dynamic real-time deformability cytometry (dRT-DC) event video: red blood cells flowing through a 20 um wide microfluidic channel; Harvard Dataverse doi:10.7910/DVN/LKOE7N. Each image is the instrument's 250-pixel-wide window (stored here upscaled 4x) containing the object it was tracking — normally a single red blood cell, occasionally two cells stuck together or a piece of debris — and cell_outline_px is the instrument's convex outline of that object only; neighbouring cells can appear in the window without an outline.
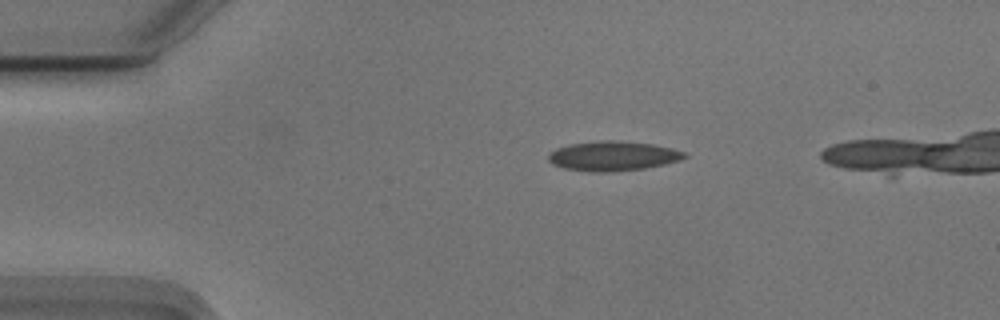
{"species": "Egyptian fruit bat (a non-hibernating species)", "species_latin": "Rousettus aegyptiacus", "temperature_condition": "cold", "stored_images_in_passage": 33, "camera_frame_rate_fps": 3000, "um_per_image_px": 0.085, "animal": {"sex": "male"}, "frame": {"image": 1, "passage_image": 1, "time_ms": 0.0, "image_size_px": [1000, 320], "cell_outline_px": [[688, 156], [680, 160], [664, 164], [644, 168], [612, 172], [588, 172], [564, 168], [552, 164], [548, 160], [548, 152], [556, 148], [568, 144], [608, 140], [612, 140], [652, 144], [684, 152]], "centroid_in_image_um": [52.03, 13.27], "position_along_channel_um": 33.0, "area_um2": 23.41}}
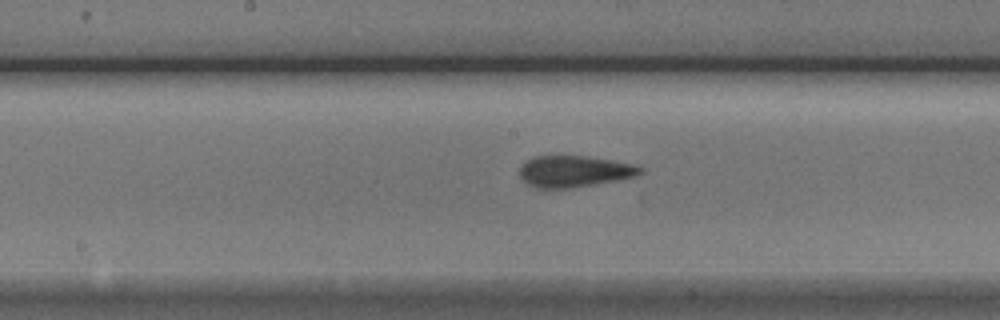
{"frame": {"image": 2, "passage_image": 18, "time_ms": 5.667, "image_size_px": [1000, 320], "cell_outline_px": [[644, 172], [636, 176], [620, 180], [572, 188], [536, 188], [528, 184], [520, 176], [520, 168], [528, 160], [536, 156], [584, 156], [612, 160], [632, 164], [644, 168]], "centroid_in_image_um": [48.86, 14.57], "position_along_channel_um": 199.3, "area_um2": 22.02}}
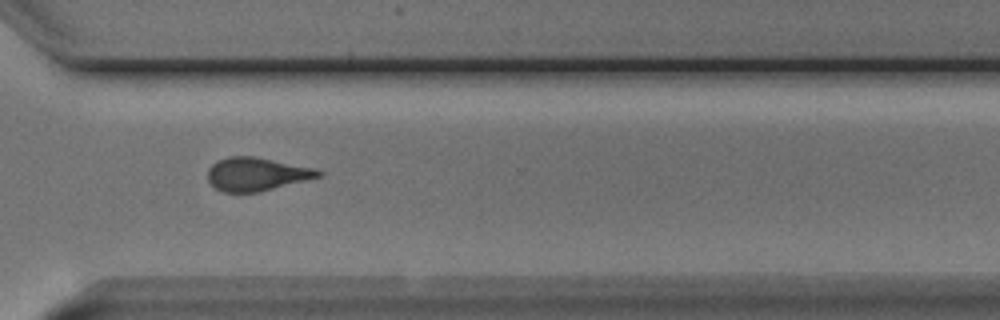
{"frame": {"image": 3, "passage_image": 30, "time_ms": 9.667, "image_size_px": [1000, 320], "cell_outline_px": [[324, 172], [320, 176], [260, 192], [224, 192], [216, 188], [208, 180], [208, 168], [212, 164], [228, 156], [252, 156], [312, 168]], "centroid_in_image_um": [21.77, 14.8], "position_along_channel_um": 348.8, "area_um2": 21.04}, "authors_computed_cell_mechanics": {"area_um2": 22.1952, "velocity_mm_per_s": 3.7415, "shape_relaxation_time_tau1_ms": 5.0352, "shape_relaxation_time_tau2_ms": 1.3384, "deformation_change_tau1": 0.1365, "deformation_change_tau2": 0.0985}}